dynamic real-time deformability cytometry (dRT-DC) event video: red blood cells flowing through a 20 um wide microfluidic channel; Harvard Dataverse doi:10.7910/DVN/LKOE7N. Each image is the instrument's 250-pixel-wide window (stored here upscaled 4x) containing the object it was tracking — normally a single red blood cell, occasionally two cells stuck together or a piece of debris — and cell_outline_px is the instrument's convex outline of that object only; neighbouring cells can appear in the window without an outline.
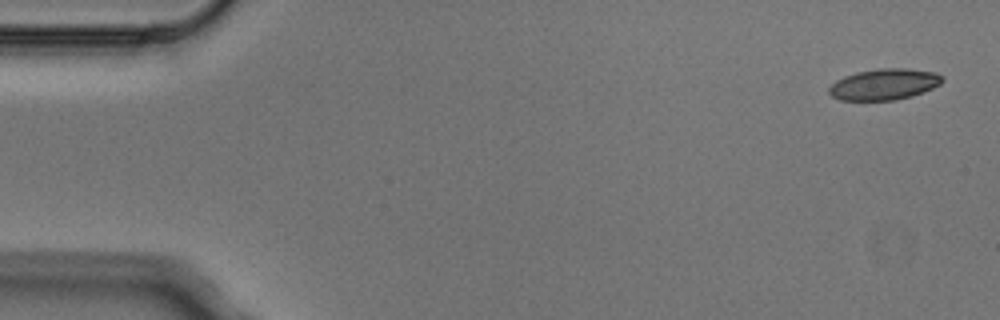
{"species": "Egyptian fruit bat (a non-hibernating species)", "species_latin": "Rousettus aegyptiacus", "temperature_condition": "cold", "stored_images_in_passage": 7, "camera_frame_rate_fps": 3000, "um_per_image_px": 0.085, "animal": {"sex": "male"}, "frame": {"image": 1, "passage_image": 1, "time_ms": 0.0, "image_size_px": [1000, 320], "cell_outline_px": [[944, 80], [940, 84], [924, 92], [912, 96], [896, 100], [840, 100], [832, 96], [828, 92], [828, 88], [836, 80], [844, 76], [860, 72], [880, 68], [908, 68], [936, 72], [944, 76]], "centroid_in_image_um": [75.19, 7.16], "position_along_channel_um": 9.8, "area_um2": 20.63}}
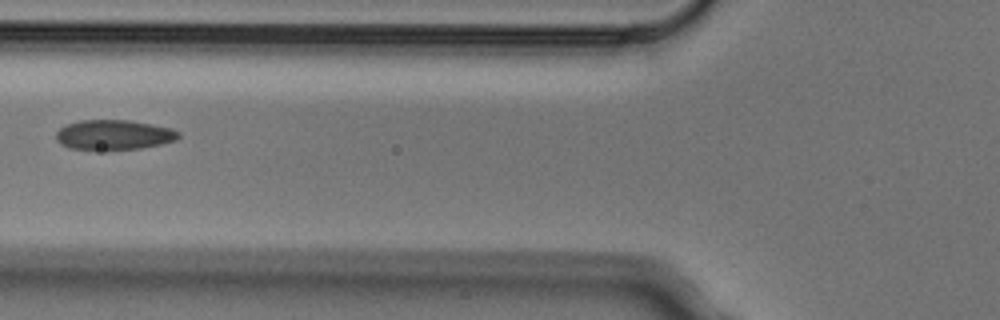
{"frame": {"image": 2, "passage_image": 6, "time_ms": 1.667, "image_size_px": [1000, 320], "cell_outline_px": [[180, 136], [176, 140], [160, 144], [140, 148], [68, 148], [60, 144], [56, 140], [56, 132], [60, 128], [68, 124], [80, 120], [128, 120], [172, 128], [180, 132]], "centroid_in_image_um": [9.68, 11.43], "position_along_channel_um": 116.1, "area_um2": 20.87}}
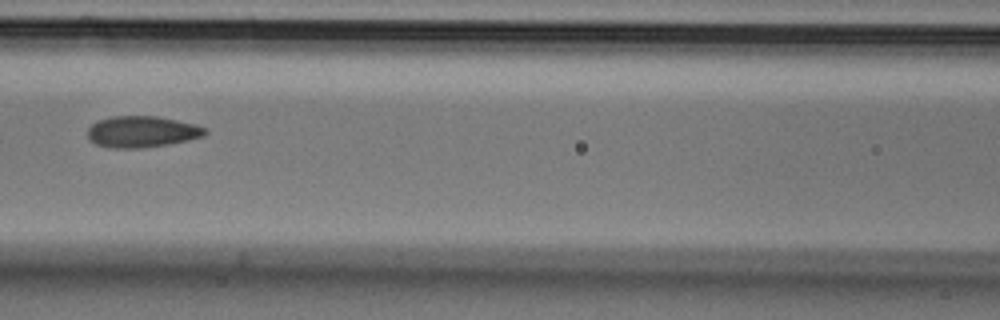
{"frame": {"image": 3, "passage_image": 7, "time_ms": 2.0, "image_size_px": [1000, 320], "cell_outline_px": [[208, 132], [204, 136], [188, 140], [168, 144], [140, 148], [112, 148], [96, 144], [88, 136], [88, 128], [96, 120], [112, 116], [156, 116], [196, 124], [204, 128]], "centroid_in_image_um": [12.06, 11.19], "position_along_channel_um": 154.5, "area_um2": 21.39}}